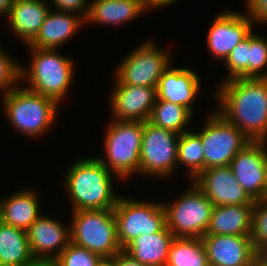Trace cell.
<instances>
[{"label": "cell", "instance_id": "cell-1", "mask_svg": "<svg viewBox=\"0 0 267 266\" xmlns=\"http://www.w3.org/2000/svg\"><path fill=\"white\" fill-rule=\"evenodd\" d=\"M219 112L250 141L267 139V78H235L217 85ZM220 104V105H219Z\"/></svg>", "mask_w": 267, "mask_h": 266}, {"label": "cell", "instance_id": "cell-2", "mask_svg": "<svg viewBox=\"0 0 267 266\" xmlns=\"http://www.w3.org/2000/svg\"><path fill=\"white\" fill-rule=\"evenodd\" d=\"M66 174L64 187L71 197L72 211L114 209L120 197L113 188L115 174L97 156L79 158Z\"/></svg>", "mask_w": 267, "mask_h": 266}, {"label": "cell", "instance_id": "cell-3", "mask_svg": "<svg viewBox=\"0 0 267 266\" xmlns=\"http://www.w3.org/2000/svg\"><path fill=\"white\" fill-rule=\"evenodd\" d=\"M28 49L32 59L30 68L20 64V81L23 85L29 83L25 86L27 89L49 97L61 106L75 75L73 60L57 49Z\"/></svg>", "mask_w": 267, "mask_h": 266}, {"label": "cell", "instance_id": "cell-4", "mask_svg": "<svg viewBox=\"0 0 267 266\" xmlns=\"http://www.w3.org/2000/svg\"><path fill=\"white\" fill-rule=\"evenodd\" d=\"M3 112L12 127L22 135L39 138L54 125L60 105L53 99L26 87H15L2 95Z\"/></svg>", "mask_w": 267, "mask_h": 266}, {"label": "cell", "instance_id": "cell-5", "mask_svg": "<svg viewBox=\"0 0 267 266\" xmlns=\"http://www.w3.org/2000/svg\"><path fill=\"white\" fill-rule=\"evenodd\" d=\"M104 137L106 158L97 157L119 179L139 173L144 122L111 120Z\"/></svg>", "mask_w": 267, "mask_h": 266}, {"label": "cell", "instance_id": "cell-6", "mask_svg": "<svg viewBox=\"0 0 267 266\" xmlns=\"http://www.w3.org/2000/svg\"><path fill=\"white\" fill-rule=\"evenodd\" d=\"M71 242L101 257H111L122 249L117 237L113 209L72 211Z\"/></svg>", "mask_w": 267, "mask_h": 266}, {"label": "cell", "instance_id": "cell-7", "mask_svg": "<svg viewBox=\"0 0 267 266\" xmlns=\"http://www.w3.org/2000/svg\"><path fill=\"white\" fill-rule=\"evenodd\" d=\"M113 210L117 237L122 249L140 235H151L167 226L166 211L162 202L120 196Z\"/></svg>", "mask_w": 267, "mask_h": 266}, {"label": "cell", "instance_id": "cell-8", "mask_svg": "<svg viewBox=\"0 0 267 266\" xmlns=\"http://www.w3.org/2000/svg\"><path fill=\"white\" fill-rule=\"evenodd\" d=\"M189 188L172 204L163 206L166 211L167 228L174 237L201 238L206 234L213 203L193 181Z\"/></svg>", "mask_w": 267, "mask_h": 266}, {"label": "cell", "instance_id": "cell-9", "mask_svg": "<svg viewBox=\"0 0 267 266\" xmlns=\"http://www.w3.org/2000/svg\"><path fill=\"white\" fill-rule=\"evenodd\" d=\"M203 128L196 132L203 143L205 169L230 166L232 159L251 141L219 112L210 113Z\"/></svg>", "mask_w": 267, "mask_h": 266}, {"label": "cell", "instance_id": "cell-10", "mask_svg": "<svg viewBox=\"0 0 267 266\" xmlns=\"http://www.w3.org/2000/svg\"><path fill=\"white\" fill-rule=\"evenodd\" d=\"M147 40L118 64L115 69V84L157 88L163 72L172 64L170 54Z\"/></svg>", "mask_w": 267, "mask_h": 266}, {"label": "cell", "instance_id": "cell-11", "mask_svg": "<svg viewBox=\"0 0 267 266\" xmlns=\"http://www.w3.org/2000/svg\"><path fill=\"white\" fill-rule=\"evenodd\" d=\"M178 138L173 131L144 122L139 174L154 178L173 174L177 169Z\"/></svg>", "mask_w": 267, "mask_h": 266}, {"label": "cell", "instance_id": "cell-12", "mask_svg": "<svg viewBox=\"0 0 267 266\" xmlns=\"http://www.w3.org/2000/svg\"><path fill=\"white\" fill-rule=\"evenodd\" d=\"M267 143L251 141L232 159L230 167L240 186L254 200L267 193Z\"/></svg>", "mask_w": 267, "mask_h": 266}, {"label": "cell", "instance_id": "cell-13", "mask_svg": "<svg viewBox=\"0 0 267 266\" xmlns=\"http://www.w3.org/2000/svg\"><path fill=\"white\" fill-rule=\"evenodd\" d=\"M219 12L207 32V47L213 57L224 61L233 48L253 30L254 23L245 13Z\"/></svg>", "mask_w": 267, "mask_h": 266}, {"label": "cell", "instance_id": "cell-14", "mask_svg": "<svg viewBox=\"0 0 267 266\" xmlns=\"http://www.w3.org/2000/svg\"><path fill=\"white\" fill-rule=\"evenodd\" d=\"M193 182L214 206L250 205L255 202L240 186L230 166L207 168Z\"/></svg>", "mask_w": 267, "mask_h": 266}, {"label": "cell", "instance_id": "cell-15", "mask_svg": "<svg viewBox=\"0 0 267 266\" xmlns=\"http://www.w3.org/2000/svg\"><path fill=\"white\" fill-rule=\"evenodd\" d=\"M156 88L115 84L110 96L112 120L147 122L156 102Z\"/></svg>", "mask_w": 267, "mask_h": 266}, {"label": "cell", "instance_id": "cell-16", "mask_svg": "<svg viewBox=\"0 0 267 266\" xmlns=\"http://www.w3.org/2000/svg\"><path fill=\"white\" fill-rule=\"evenodd\" d=\"M67 226L53 217L41 215L27 230L32 257L58 258L71 242L70 224Z\"/></svg>", "mask_w": 267, "mask_h": 266}, {"label": "cell", "instance_id": "cell-17", "mask_svg": "<svg viewBox=\"0 0 267 266\" xmlns=\"http://www.w3.org/2000/svg\"><path fill=\"white\" fill-rule=\"evenodd\" d=\"M209 266H250L258 254L250 237L237 235H204L201 237Z\"/></svg>", "mask_w": 267, "mask_h": 266}, {"label": "cell", "instance_id": "cell-18", "mask_svg": "<svg viewBox=\"0 0 267 266\" xmlns=\"http://www.w3.org/2000/svg\"><path fill=\"white\" fill-rule=\"evenodd\" d=\"M198 73L188 67L169 66L161 75L157 88L156 100H166L171 103L182 105L192 114L194 103L200 91V77Z\"/></svg>", "mask_w": 267, "mask_h": 266}, {"label": "cell", "instance_id": "cell-19", "mask_svg": "<svg viewBox=\"0 0 267 266\" xmlns=\"http://www.w3.org/2000/svg\"><path fill=\"white\" fill-rule=\"evenodd\" d=\"M85 25V19L73 12L50 9L35 39L26 47L57 49Z\"/></svg>", "mask_w": 267, "mask_h": 266}, {"label": "cell", "instance_id": "cell-20", "mask_svg": "<svg viewBox=\"0 0 267 266\" xmlns=\"http://www.w3.org/2000/svg\"><path fill=\"white\" fill-rule=\"evenodd\" d=\"M50 9L46 0H13L7 20L14 35L29 45L39 33Z\"/></svg>", "mask_w": 267, "mask_h": 266}, {"label": "cell", "instance_id": "cell-21", "mask_svg": "<svg viewBox=\"0 0 267 266\" xmlns=\"http://www.w3.org/2000/svg\"><path fill=\"white\" fill-rule=\"evenodd\" d=\"M39 204L40 200L33 189H21L4 199L0 197V220L27 231L41 216Z\"/></svg>", "mask_w": 267, "mask_h": 266}, {"label": "cell", "instance_id": "cell-22", "mask_svg": "<svg viewBox=\"0 0 267 266\" xmlns=\"http://www.w3.org/2000/svg\"><path fill=\"white\" fill-rule=\"evenodd\" d=\"M253 206L254 204L214 206L205 235L250 237Z\"/></svg>", "mask_w": 267, "mask_h": 266}, {"label": "cell", "instance_id": "cell-23", "mask_svg": "<svg viewBox=\"0 0 267 266\" xmlns=\"http://www.w3.org/2000/svg\"><path fill=\"white\" fill-rule=\"evenodd\" d=\"M147 11L143 0H92L85 24L120 25Z\"/></svg>", "mask_w": 267, "mask_h": 266}, {"label": "cell", "instance_id": "cell-24", "mask_svg": "<svg viewBox=\"0 0 267 266\" xmlns=\"http://www.w3.org/2000/svg\"><path fill=\"white\" fill-rule=\"evenodd\" d=\"M174 235L167 226L151 235H140L123 250L141 264L147 266H166L170 245Z\"/></svg>", "mask_w": 267, "mask_h": 266}, {"label": "cell", "instance_id": "cell-25", "mask_svg": "<svg viewBox=\"0 0 267 266\" xmlns=\"http://www.w3.org/2000/svg\"><path fill=\"white\" fill-rule=\"evenodd\" d=\"M32 258L27 231L0 220V266H25Z\"/></svg>", "mask_w": 267, "mask_h": 266}, {"label": "cell", "instance_id": "cell-26", "mask_svg": "<svg viewBox=\"0 0 267 266\" xmlns=\"http://www.w3.org/2000/svg\"><path fill=\"white\" fill-rule=\"evenodd\" d=\"M166 266H209L202 239L175 237L169 248Z\"/></svg>", "mask_w": 267, "mask_h": 266}, {"label": "cell", "instance_id": "cell-27", "mask_svg": "<svg viewBox=\"0 0 267 266\" xmlns=\"http://www.w3.org/2000/svg\"><path fill=\"white\" fill-rule=\"evenodd\" d=\"M193 114L182 105L166 100H156L149 118V122L157 127L164 128L181 135L186 132Z\"/></svg>", "mask_w": 267, "mask_h": 266}, {"label": "cell", "instance_id": "cell-28", "mask_svg": "<svg viewBox=\"0 0 267 266\" xmlns=\"http://www.w3.org/2000/svg\"><path fill=\"white\" fill-rule=\"evenodd\" d=\"M200 136L194 131L179 135L177 145V165L188 167L190 180L193 181L205 170V155Z\"/></svg>", "mask_w": 267, "mask_h": 266}, {"label": "cell", "instance_id": "cell-29", "mask_svg": "<svg viewBox=\"0 0 267 266\" xmlns=\"http://www.w3.org/2000/svg\"><path fill=\"white\" fill-rule=\"evenodd\" d=\"M267 78V39L254 33L249 34L248 78Z\"/></svg>", "mask_w": 267, "mask_h": 266}, {"label": "cell", "instance_id": "cell-30", "mask_svg": "<svg viewBox=\"0 0 267 266\" xmlns=\"http://www.w3.org/2000/svg\"><path fill=\"white\" fill-rule=\"evenodd\" d=\"M250 238L257 253L267 247V200H256L252 210Z\"/></svg>", "mask_w": 267, "mask_h": 266}, {"label": "cell", "instance_id": "cell-31", "mask_svg": "<svg viewBox=\"0 0 267 266\" xmlns=\"http://www.w3.org/2000/svg\"><path fill=\"white\" fill-rule=\"evenodd\" d=\"M249 35L237 44L224 60L228 76L224 81L235 78H248Z\"/></svg>", "mask_w": 267, "mask_h": 266}, {"label": "cell", "instance_id": "cell-32", "mask_svg": "<svg viewBox=\"0 0 267 266\" xmlns=\"http://www.w3.org/2000/svg\"><path fill=\"white\" fill-rule=\"evenodd\" d=\"M101 256L70 242L60 253V266H96Z\"/></svg>", "mask_w": 267, "mask_h": 266}, {"label": "cell", "instance_id": "cell-33", "mask_svg": "<svg viewBox=\"0 0 267 266\" xmlns=\"http://www.w3.org/2000/svg\"><path fill=\"white\" fill-rule=\"evenodd\" d=\"M3 50L0 48V91L4 95L19 85L21 81L19 63Z\"/></svg>", "mask_w": 267, "mask_h": 266}, {"label": "cell", "instance_id": "cell-34", "mask_svg": "<svg viewBox=\"0 0 267 266\" xmlns=\"http://www.w3.org/2000/svg\"><path fill=\"white\" fill-rule=\"evenodd\" d=\"M55 10L73 12L86 19L89 11V0H50Z\"/></svg>", "mask_w": 267, "mask_h": 266}, {"label": "cell", "instance_id": "cell-35", "mask_svg": "<svg viewBox=\"0 0 267 266\" xmlns=\"http://www.w3.org/2000/svg\"><path fill=\"white\" fill-rule=\"evenodd\" d=\"M245 3L246 12L244 13L249 16L254 24L256 22L259 25L261 23L263 25L267 24V0H245Z\"/></svg>", "mask_w": 267, "mask_h": 266}, {"label": "cell", "instance_id": "cell-36", "mask_svg": "<svg viewBox=\"0 0 267 266\" xmlns=\"http://www.w3.org/2000/svg\"><path fill=\"white\" fill-rule=\"evenodd\" d=\"M115 266H147L141 264L136 259H133L124 250H121L115 255Z\"/></svg>", "mask_w": 267, "mask_h": 266}, {"label": "cell", "instance_id": "cell-37", "mask_svg": "<svg viewBox=\"0 0 267 266\" xmlns=\"http://www.w3.org/2000/svg\"><path fill=\"white\" fill-rule=\"evenodd\" d=\"M25 266H60L58 258H32Z\"/></svg>", "mask_w": 267, "mask_h": 266}, {"label": "cell", "instance_id": "cell-38", "mask_svg": "<svg viewBox=\"0 0 267 266\" xmlns=\"http://www.w3.org/2000/svg\"><path fill=\"white\" fill-rule=\"evenodd\" d=\"M177 0H143L144 6L146 10L151 9H158L161 7H167V5H172V3L176 2Z\"/></svg>", "mask_w": 267, "mask_h": 266}, {"label": "cell", "instance_id": "cell-39", "mask_svg": "<svg viewBox=\"0 0 267 266\" xmlns=\"http://www.w3.org/2000/svg\"><path fill=\"white\" fill-rule=\"evenodd\" d=\"M13 0H0V15L6 18L10 14Z\"/></svg>", "mask_w": 267, "mask_h": 266}, {"label": "cell", "instance_id": "cell-40", "mask_svg": "<svg viewBox=\"0 0 267 266\" xmlns=\"http://www.w3.org/2000/svg\"><path fill=\"white\" fill-rule=\"evenodd\" d=\"M96 266H115V255L111 257H101Z\"/></svg>", "mask_w": 267, "mask_h": 266}, {"label": "cell", "instance_id": "cell-41", "mask_svg": "<svg viewBox=\"0 0 267 266\" xmlns=\"http://www.w3.org/2000/svg\"><path fill=\"white\" fill-rule=\"evenodd\" d=\"M250 266H267V260L259 253L252 259Z\"/></svg>", "mask_w": 267, "mask_h": 266}, {"label": "cell", "instance_id": "cell-42", "mask_svg": "<svg viewBox=\"0 0 267 266\" xmlns=\"http://www.w3.org/2000/svg\"><path fill=\"white\" fill-rule=\"evenodd\" d=\"M259 254L267 260V247L263 249Z\"/></svg>", "mask_w": 267, "mask_h": 266}]
</instances>
